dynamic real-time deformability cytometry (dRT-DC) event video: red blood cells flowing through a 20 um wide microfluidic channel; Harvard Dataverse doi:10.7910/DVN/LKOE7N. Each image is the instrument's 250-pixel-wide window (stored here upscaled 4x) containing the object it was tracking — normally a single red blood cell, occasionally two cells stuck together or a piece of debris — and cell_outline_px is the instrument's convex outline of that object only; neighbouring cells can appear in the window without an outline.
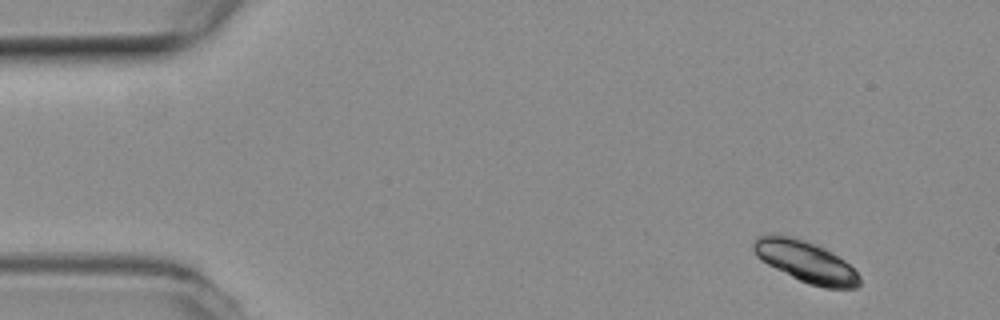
{"species": "common noctule bat (a hibernating species)", "species_latin": "Nyctalus noctula", "temperature_condition": "room temperature", "stored_images_in_passage": 7, "camera_frame_rate_fps": 3000, "um_per_image_px": 0.085, "animal": {"sex": "female", "body_mass_g": 19.3, "forearm_length_mm": 54.1}, "frame": {"image": 1, "passage_image": 1, "time_ms": 0.0, "image_size_px": [1000, 320], "cell_outline_px": [[860, 284], [856, 288], [824, 288], [808, 284], [760, 260], [756, 256], [752, 248], [752, 240], [756, 236], [764, 232], [780, 232], [796, 236], [820, 244], [844, 260], [860, 276]], "centroid_in_image_um": [68.41, 22.15], "position_along_channel_um": 16.6, "area_um2": 26.41}}
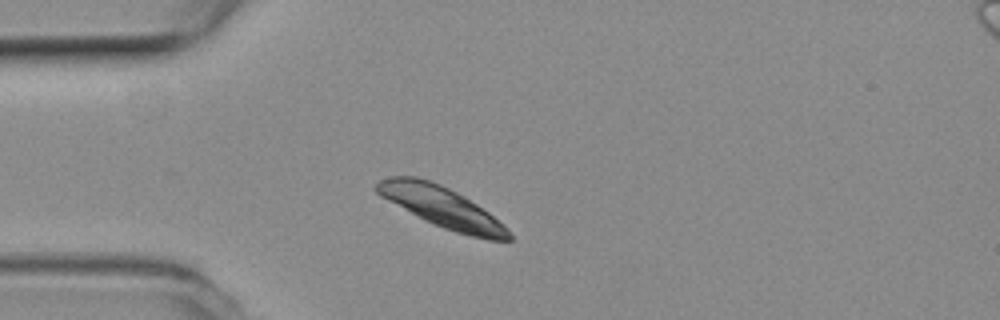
{"frame": {"image": 2, "passage_image": 4, "time_ms": 1.0, "image_size_px": [1000, 320], "cell_outline_px": [[512, 240], [488, 240], [456, 232], [432, 224], [424, 220], [380, 196], [372, 188], [380, 180], [392, 176], [416, 176], [440, 184], [464, 196], [488, 212], [504, 224], [512, 232]], "centroid_in_image_um": [37.56, 17.61], "position_along_channel_um": 47.4, "area_um2": 31.27}}